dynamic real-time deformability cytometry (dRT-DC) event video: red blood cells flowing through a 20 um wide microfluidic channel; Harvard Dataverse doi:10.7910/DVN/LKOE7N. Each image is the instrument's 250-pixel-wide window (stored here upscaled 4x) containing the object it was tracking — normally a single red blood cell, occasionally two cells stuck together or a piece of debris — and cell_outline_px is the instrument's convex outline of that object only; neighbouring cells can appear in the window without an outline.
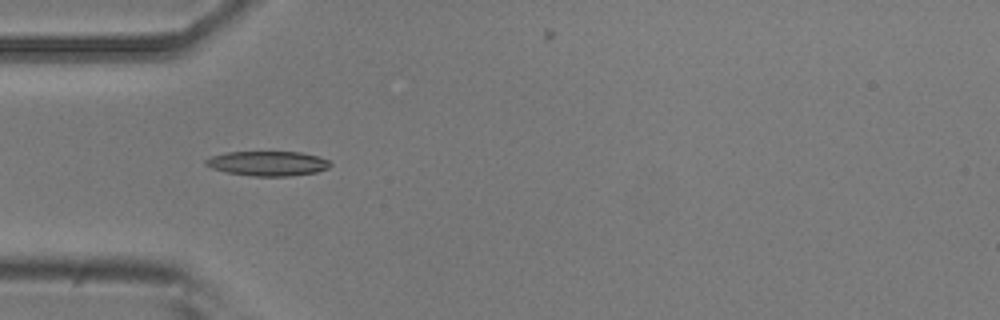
{"species": "common noctule bat (a hibernating species)", "species_latin": "Nyctalus noctula", "temperature_condition": "room temperature", "stored_images_in_passage": 6, "camera_frame_rate_fps": 3000, "um_per_image_px": 0.085, "animal": {"sex": "male", "body_mass_g": 20.5, "forearm_length_mm": 52.5}, "frame": {"image": 1, "passage_image": 5, "time_ms": 4.667, "image_size_px": [1000, 320], "cell_outline_px": [[332, 164], [328, 168], [316, 172], [288, 176], [252, 176], [228, 172], [212, 168], [204, 164], [204, 160], [212, 156], [224, 152], [300, 152], [316, 156], [328, 160]], "centroid_in_image_um": [22.74, 13.89], "position_along_channel_um": 62.3, "area_um2": 17.8}}
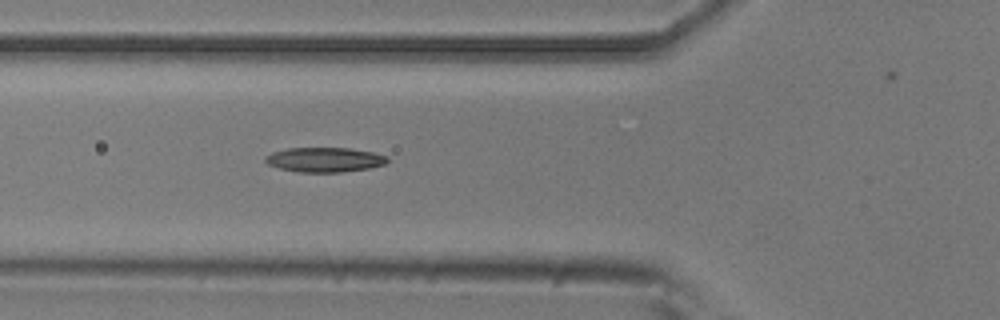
{"frame": {"image": 2, "passage_image": 6, "time_ms": 5.667, "image_size_px": [1000, 320], "cell_outline_px": [[388, 160], [384, 164], [368, 168], [340, 172], [300, 172], [280, 168], [268, 164], [264, 160], [264, 156], [272, 152], [288, 148], [348, 148], [372, 152], [388, 156]], "centroid_in_image_um": [27.57, 13.57], "position_along_channel_um": 98.2, "area_um2": 17.4}}